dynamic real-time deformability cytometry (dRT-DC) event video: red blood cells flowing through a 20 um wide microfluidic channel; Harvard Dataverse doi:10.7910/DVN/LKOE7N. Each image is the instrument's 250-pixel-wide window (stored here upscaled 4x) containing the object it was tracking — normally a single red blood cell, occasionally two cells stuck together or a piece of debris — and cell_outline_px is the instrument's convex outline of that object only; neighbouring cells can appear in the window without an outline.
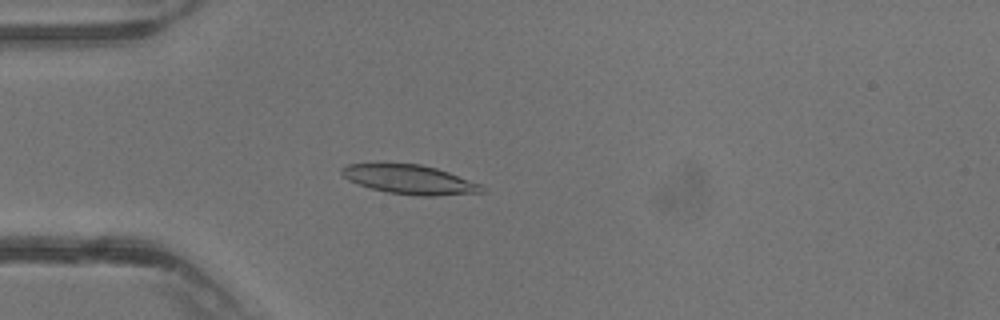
{"species": "common noctule bat (a hibernating species)", "species_latin": "Nyctalus noctula", "temperature_condition": "warm", "stored_images_in_passage": 40, "camera_frame_rate_fps": 3000, "um_per_image_px": 0.085, "animal": {"sex": "male", "body_mass_g": 13.3}, "frame": {"image": 1, "passage_image": 12, "time_ms": 3.667, "image_size_px": [1000, 320], "cell_outline_px": [[484, 192], [432, 196], [420, 196], [388, 192], [372, 188], [348, 180], [340, 172], [340, 168], [348, 164], [420, 164], [436, 168], [448, 172], [480, 184]], "centroid_in_image_um": [34.81, 15.26], "position_along_channel_um": 50.2, "area_um2": 23.35}}
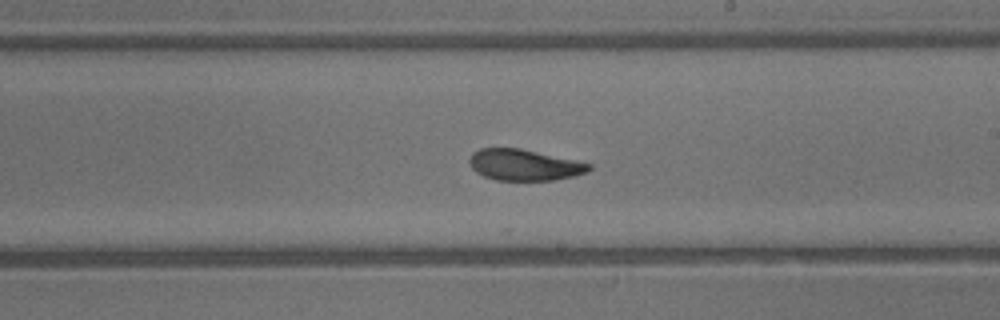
{"frame": {"image": 2, "passage_image": 24, "time_ms": 7.667, "image_size_px": [1000, 320], "cell_outline_px": [[592, 168], [588, 172], [576, 176], [552, 180], [496, 180], [484, 176], [476, 172], [472, 168], [468, 160], [472, 152], [480, 148], [520, 148], [576, 160], [592, 164]], "centroid_in_image_um": [44.57, 14.01], "position_along_channel_um": 244.4, "area_um2": 21.85}}
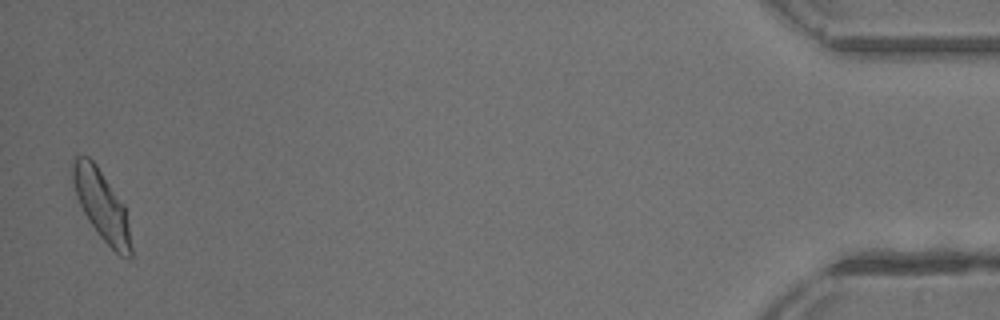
{"frame": {"image": 3, "passage_image": 40, "time_ms": 13.0, "image_size_px": [1000, 320], "cell_outline_px": [[132, 256], [128, 260], [120, 256], [100, 236], [88, 220], [76, 196], [72, 180], [72, 164], [76, 156], [88, 156], [96, 164], [124, 204], [128, 224], [132, 248]], "centroid_in_image_um": [8.65, 17.46], "position_along_channel_um": 426.5, "area_um2": 23.52}}